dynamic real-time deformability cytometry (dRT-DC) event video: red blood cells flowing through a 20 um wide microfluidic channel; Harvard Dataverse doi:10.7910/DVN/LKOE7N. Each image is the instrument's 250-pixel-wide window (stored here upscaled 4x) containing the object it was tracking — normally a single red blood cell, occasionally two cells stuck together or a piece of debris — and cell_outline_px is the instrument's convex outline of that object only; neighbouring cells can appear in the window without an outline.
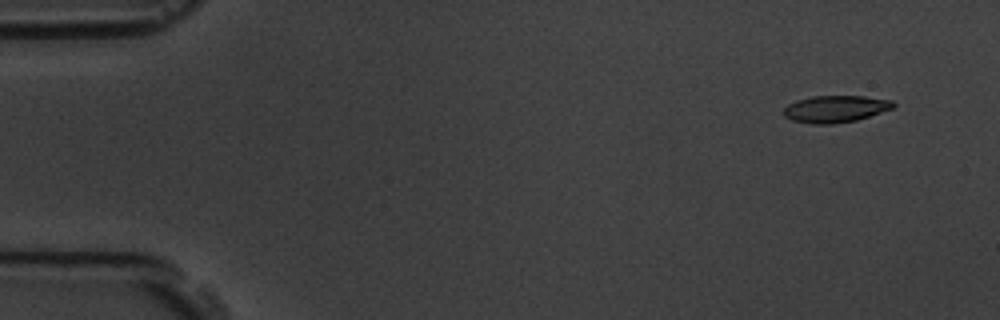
{"species": "common noctule bat (a hibernating species)", "species_latin": "Nyctalus noctula", "temperature_condition": "room temperature", "stored_images_in_passage": 5, "camera_frame_rate_fps": 3000, "um_per_image_px": 0.085, "animal": {"sex": "male", "body_mass_g": 19.5, "forearm_length_mm": 54.6}, "frame": {"image": 1, "passage_image": 2, "time_ms": 1.0, "image_size_px": [1000, 320], "cell_outline_px": [[896, 104], [892, 108], [856, 120], [832, 124], [812, 124], [792, 120], [784, 116], [784, 108], [788, 104], [796, 100], [812, 96], [864, 96], [892, 100]], "centroid_in_image_um": [70.98, 9.25], "position_along_channel_um": 14.0, "area_um2": 17.11}}